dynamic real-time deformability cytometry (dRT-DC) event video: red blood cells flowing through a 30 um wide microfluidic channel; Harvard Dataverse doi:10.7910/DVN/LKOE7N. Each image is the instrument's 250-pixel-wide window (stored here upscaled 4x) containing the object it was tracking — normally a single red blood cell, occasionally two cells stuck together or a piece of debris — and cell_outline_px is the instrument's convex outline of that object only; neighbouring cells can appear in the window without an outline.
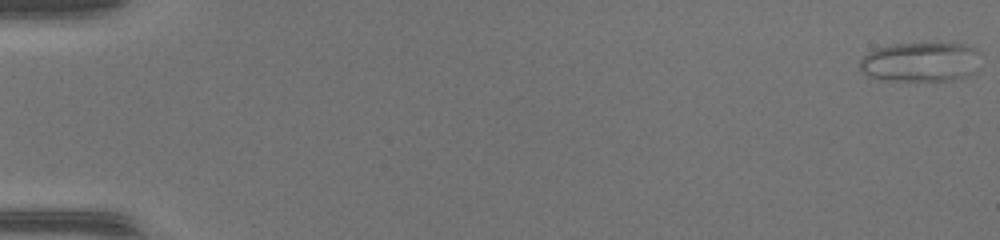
{"species": "common noctule bat (a hibernating species)", "species_latin": "Nyctalus noctula", "temperature_condition": "warm", "stored_images_in_passage": 51, "camera_frame_rate_fps": 3000, "um_per_image_px": 0.085, "animal": {"sex": "female", "body_mass_g": 17.0, "forearm_length_mm": 48.0}, "frame": {"image": 1, "passage_image": 1, "time_ms": 0.0, "image_size_px": [1000, 240], "cell_outline_px": [[976, 72], [952, 80], [880, 80], [864, 72], [860, 68], [860, 60], [868, 52], [876, 48], [892, 44], [964, 44], [976, 48]], "centroid_in_image_um": [78.21, 5.27], "position_along_channel_um": 6.8, "area_um2": 27.28}}
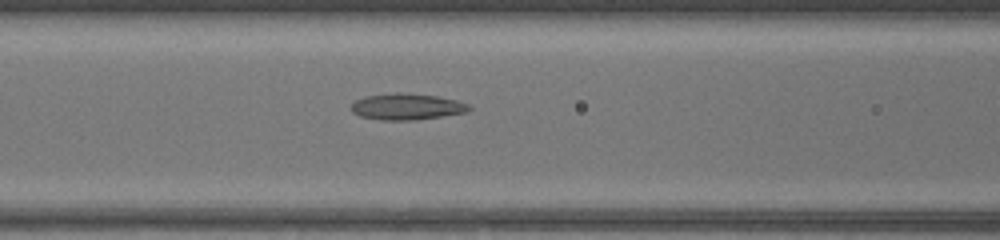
{"frame": {"image": 2, "passage_image": 23, "time_ms": 7.333, "image_size_px": [1000, 240], "cell_outline_px": [[472, 108], [468, 112], [416, 120], [380, 120], [360, 116], [352, 112], [348, 108], [356, 100], [364, 96], [396, 92], [400, 92], [436, 96], [456, 100], [468, 104]], "centroid_in_image_um": [34.55, 9.07], "position_along_channel_um": 132.1, "area_um2": 18.21}}
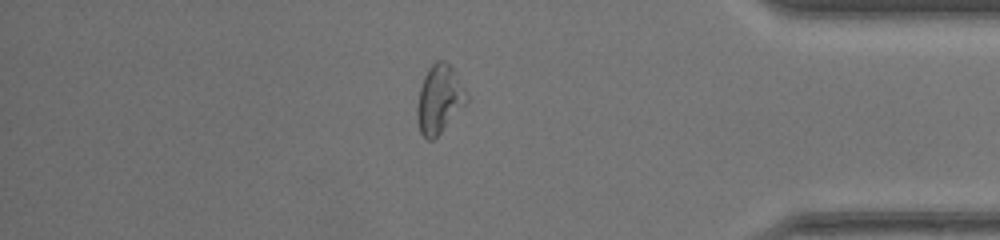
{"frame": {"image": 3, "passage_image": 44, "time_ms": 14.333, "image_size_px": [1000, 240], "cell_outline_px": [[468, 100], [440, 132], [432, 140], [428, 140], [420, 132], [416, 120], [416, 108], [420, 88], [424, 76], [428, 68], [436, 60], [444, 60], [452, 68], [464, 88], [468, 96]], "centroid_in_image_um": [37.3, 8.42], "position_along_channel_um": 397.9, "area_um2": 19.31}, "authors_computed_cell_mechanics": {"area_um2": 19.4786, "velocity_mm_per_s": 4.1906, "shape_relaxation_time_tau1_ms": null, "shape_relaxation_time_tau2_ms": 1.9765, "deformation_change_tau1": null, "deformation_change_tau2": 0.0949}}